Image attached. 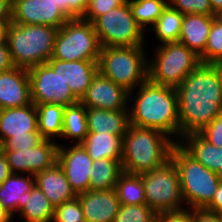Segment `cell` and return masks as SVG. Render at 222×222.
Returning <instances> with one entry per match:
<instances>
[{"mask_svg": "<svg viewBox=\"0 0 222 222\" xmlns=\"http://www.w3.org/2000/svg\"><path fill=\"white\" fill-rule=\"evenodd\" d=\"M175 90L180 138L201 132L222 113V78L215 64L201 63Z\"/></svg>", "mask_w": 222, "mask_h": 222, "instance_id": "6da1fadb", "label": "cell"}, {"mask_svg": "<svg viewBox=\"0 0 222 222\" xmlns=\"http://www.w3.org/2000/svg\"><path fill=\"white\" fill-rule=\"evenodd\" d=\"M138 90L135 100L132 92H129V100L135 102L129 111L130 124L155 129L167 136L180 135L175 88L155 84L147 79Z\"/></svg>", "mask_w": 222, "mask_h": 222, "instance_id": "7a4b0ae2", "label": "cell"}, {"mask_svg": "<svg viewBox=\"0 0 222 222\" xmlns=\"http://www.w3.org/2000/svg\"><path fill=\"white\" fill-rule=\"evenodd\" d=\"M168 137L161 131L130 124L123 137V172L141 175L169 161L176 142Z\"/></svg>", "mask_w": 222, "mask_h": 222, "instance_id": "3957f363", "label": "cell"}, {"mask_svg": "<svg viewBox=\"0 0 222 222\" xmlns=\"http://www.w3.org/2000/svg\"><path fill=\"white\" fill-rule=\"evenodd\" d=\"M59 28L47 25L10 23L7 43L14 66L29 70L46 63L53 55Z\"/></svg>", "mask_w": 222, "mask_h": 222, "instance_id": "277c9868", "label": "cell"}, {"mask_svg": "<svg viewBox=\"0 0 222 222\" xmlns=\"http://www.w3.org/2000/svg\"><path fill=\"white\" fill-rule=\"evenodd\" d=\"M179 141L172 149L171 160L179 173L183 201L191 209H204L211 202L222 178L192 157Z\"/></svg>", "mask_w": 222, "mask_h": 222, "instance_id": "5b68a950", "label": "cell"}, {"mask_svg": "<svg viewBox=\"0 0 222 222\" xmlns=\"http://www.w3.org/2000/svg\"><path fill=\"white\" fill-rule=\"evenodd\" d=\"M144 46L101 47L98 72L115 84L132 92L148 79V62Z\"/></svg>", "mask_w": 222, "mask_h": 222, "instance_id": "8992f818", "label": "cell"}, {"mask_svg": "<svg viewBox=\"0 0 222 222\" xmlns=\"http://www.w3.org/2000/svg\"><path fill=\"white\" fill-rule=\"evenodd\" d=\"M148 63V79L159 85L176 88L200 64V57L180 42L160 45Z\"/></svg>", "mask_w": 222, "mask_h": 222, "instance_id": "52a82bcc", "label": "cell"}, {"mask_svg": "<svg viewBox=\"0 0 222 222\" xmlns=\"http://www.w3.org/2000/svg\"><path fill=\"white\" fill-rule=\"evenodd\" d=\"M100 50L93 23L83 18L69 19L57 32L52 58L62 61L98 60Z\"/></svg>", "mask_w": 222, "mask_h": 222, "instance_id": "ba28073f", "label": "cell"}, {"mask_svg": "<svg viewBox=\"0 0 222 222\" xmlns=\"http://www.w3.org/2000/svg\"><path fill=\"white\" fill-rule=\"evenodd\" d=\"M146 205L157 214L182 210L183 198L176 165L170 159L162 166L141 174Z\"/></svg>", "mask_w": 222, "mask_h": 222, "instance_id": "9c48e42d", "label": "cell"}, {"mask_svg": "<svg viewBox=\"0 0 222 222\" xmlns=\"http://www.w3.org/2000/svg\"><path fill=\"white\" fill-rule=\"evenodd\" d=\"M92 23L101 47L144 46V31L132 16L128 0Z\"/></svg>", "mask_w": 222, "mask_h": 222, "instance_id": "30bf717a", "label": "cell"}, {"mask_svg": "<svg viewBox=\"0 0 222 222\" xmlns=\"http://www.w3.org/2000/svg\"><path fill=\"white\" fill-rule=\"evenodd\" d=\"M30 78L31 102L68 106L79 102L68 84L47 64L43 63L28 70Z\"/></svg>", "mask_w": 222, "mask_h": 222, "instance_id": "8fae6325", "label": "cell"}, {"mask_svg": "<svg viewBox=\"0 0 222 222\" xmlns=\"http://www.w3.org/2000/svg\"><path fill=\"white\" fill-rule=\"evenodd\" d=\"M59 145L44 139L29 149L3 150L11 173L26 172L30 175L53 167L58 162Z\"/></svg>", "mask_w": 222, "mask_h": 222, "instance_id": "7c38bea8", "label": "cell"}, {"mask_svg": "<svg viewBox=\"0 0 222 222\" xmlns=\"http://www.w3.org/2000/svg\"><path fill=\"white\" fill-rule=\"evenodd\" d=\"M69 18L53 0H13L12 23L61 28Z\"/></svg>", "mask_w": 222, "mask_h": 222, "instance_id": "4fadbf2b", "label": "cell"}, {"mask_svg": "<svg viewBox=\"0 0 222 222\" xmlns=\"http://www.w3.org/2000/svg\"><path fill=\"white\" fill-rule=\"evenodd\" d=\"M58 164L64 170L76 195L89 191L93 160L82 144L74 143L72 147L67 149L59 145Z\"/></svg>", "mask_w": 222, "mask_h": 222, "instance_id": "5bb4252c", "label": "cell"}, {"mask_svg": "<svg viewBox=\"0 0 222 222\" xmlns=\"http://www.w3.org/2000/svg\"><path fill=\"white\" fill-rule=\"evenodd\" d=\"M128 100V91L97 72L80 102L87 108L118 111L129 110Z\"/></svg>", "mask_w": 222, "mask_h": 222, "instance_id": "9a60e30c", "label": "cell"}, {"mask_svg": "<svg viewBox=\"0 0 222 222\" xmlns=\"http://www.w3.org/2000/svg\"><path fill=\"white\" fill-rule=\"evenodd\" d=\"M98 60L62 61L50 58L46 63L70 87L80 101L98 72Z\"/></svg>", "mask_w": 222, "mask_h": 222, "instance_id": "2e32d148", "label": "cell"}, {"mask_svg": "<svg viewBox=\"0 0 222 222\" xmlns=\"http://www.w3.org/2000/svg\"><path fill=\"white\" fill-rule=\"evenodd\" d=\"M30 78L27 69L14 66L0 73V110L31 104Z\"/></svg>", "mask_w": 222, "mask_h": 222, "instance_id": "e0dca14e", "label": "cell"}, {"mask_svg": "<svg viewBox=\"0 0 222 222\" xmlns=\"http://www.w3.org/2000/svg\"><path fill=\"white\" fill-rule=\"evenodd\" d=\"M77 197L86 222H113L120 207L114 188L89 190Z\"/></svg>", "mask_w": 222, "mask_h": 222, "instance_id": "ac0fdd59", "label": "cell"}, {"mask_svg": "<svg viewBox=\"0 0 222 222\" xmlns=\"http://www.w3.org/2000/svg\"><path fill=\"white\" fill-rule=\"evenodd\" d=\"M37 131V111L34 103L0 110V146L10 137Z\"/></svg>", "mask_w": 222, "mask_h": 222, "instance_id": "d6986e66", "label": "cell"}, {"mask_svg": "<svg viewBox=\"0 0 222 222\" xmlns=\"http://www.w3.org/2000/svg\"><path fill=\"white\" fill-rule=\"evenodd\" d=\"M35 185L45 194L54 208L77 197L58 162L34 175Z\"/></svg>", "mask_w": 222, "mask_h": 222, "instance_id": "ffe728a7", "label": "cell"}, {"mask_svg": "<svg viewBox=\"0 0 222 222\" xmlns=\"http://www.w3.org/2000/svg\"><path fill=\"white\" fill-rule=\"evenodd\" d=\"M215 17L202 14H184L178 42L200 56L205 50Z\"/></svg>", "mask_w": 222, "mask_h": 222, "instance_id": "44dd1931", "label": "cell"}, {"mask_svg": "<svg viewBox=\"0 0 222 222\" xmlns=\"http://www.w3.org/2000/svg\"><path fill=\"white\" fill-rule=\"evenodd\" d=\"M129 110L87 108L88 133H111L122 138L130 125Z\"/></svg>", "mask_w": 222, "mask_h": 222, "instance_id": "7402d4cb", "label": "cell"}, {"mask_svg": "<svg viewBox=\"0 0 222 222\" xmlns=\"http://www.w3.org/2000/svg\"><path fill=\"white\" fill-rule=\"evenodd\" d=\"M182 138L180 145L199 163L222 178V147L212 145L200 133L187 134Z\"/></svg>", "mask_w": 222, "mask_h": 222, "instance_id": "603a6c76", "label": "cell"}, {"mask_svg": "<svg viewBox=\"0 0 222 222\" xmlns=\"http://www.w3.org/2000/svg\"><path fill=\"white\" fill-rule=\"evenodd\" d=\"M35 185L34 175L28 174L21 177L18 173L11 175L0 184V202L13 216L15 211H20L24 207L27 192Z\"/></svg>", "mask_w": 222, "mask_h": 222, "instance_id": "cb8c5ba5", "label": "cell"}, {"mask_svg": "<svg viewBox=\"0 0 222 222\" xmlns=\"http://www.w3.org/2000/svg\"><path fill=\"white\" fill-rule=\"evenodd\" d=\"M93 161L115 159L121 161L123 138L107 133H88L81 143Z\"/></svg>", "mask_w": 222, "mask_h": 222, "instance_id": "d4e9b609", "label": "cell"}, {"mask_svg": "<svg viewBox=\"0 0 222 222\" xmlns=\"http://www.w3.org/2000/svg\"><path fill=\"white\" fill-rule=\"evenodd\" d=\"M55 208L36 186L27 192L24 207L19 211L26 222H52Z\"/></svg>", "mask_w": 222, "mask_h": 222, "instance_id": "484cf974", "label": "cell"}, {"mask_svg": "<svg viewBox=\"0 0 222 222\" xmlns=\"http://www.w3.org/2000/svg\"><path fill=\"white\" fill-rule=\"evenodd\" d=\"M122 172L121 161L105 158L93 161L89 190L115 188L119 175Z\"/></svg>", "mask_w": 222, "mask_h": 222, "instance_id": "4316f807", "label": "cell"}, {"mask_svg": "<svg viewBox=\"0 0 222 222\" xmlns=\"http://www.w3.org/2000/svg\"><path fill=\"white\" fill-rule=\"evenodd\" d=\"M38 131L44 139L62 135L64 106L56 104H37Z\"/></svg>", "mask_w": 222, "mask_h": 222, "instance_id": "83f0119b", "label": "cell"}, {"mask_svg": "<svg viewBox=\"0 0 222 222\" xmlns=\"http://www.w3.org/2000/svg\"><path fill=\"white\" fill-rule=\"evenodd\" d=\"M87 107L80 101L68 105L64 109L63 130L61 137L77 139L76 144H81L88 134L86 117Z\"/></svg>", "mask_w": 222, "mask_h": 222, "instance_id": "f1b7e54d", "label": "cell"}, {"mask_svg": "<svg viewBox=\"0 0 222 222\" xmlns=\"http://www.w3.org/2000/svg\"><path fill=\"white\" fill-rule=\"evenodd\" d=\"M114 189L122 205L146 204L141 175L122 172Z\"/></svg>", "mask_w": 222, "mask_h": 222, "instance_id": "f546056e", "label": "cell"}, {"mask_svg": "<svg viewBox=\"0 0 222 222\" xmlns=\"http://www.w3.org/2000/svg\"><path fill=\"white\" fill-rule=\"evenodd\" d=\"M184 14L172 9L169 5L153 25L157 38L162 44L178 42Z\"/></svg>", "mask_w": 222, "mask_h": 222, "instance_id": "4dcf8cb0", "label": "cell"}, {"mask_svg": "<svg viewBox=\"0 0 222 222\" xmlns=\"http://www.w3.org/2000/svg\"><path fill=\"white\" fill-rule=\"evenodd\" d=\"M132 16L143 29L148 24L154 25L167 7L168 0H128Z\"/></svg>", "mask_w": 222, "mask_h": 222, "instance_id": "1f68e13d", "label": "cell"}, {"mask_svg": "<svg viewBox=\"0 0 222 222\" xmlns=\"http://www.w3.org/2000/svg\"><path fill=\"white\" fill-rule=\"evenodd\" d=\"M203 64H215L222 59V17L213 20L204 52L199 56Z\"/></svg>", "mask_w": 222, "mask_h": 222, "instance_id": "d6a6232c", "label": "cell"}, {"mask_svg": "<svg viewBox=\"0 0 222 222\" xmlns=\"http://www.w3.org/2000/svg\"><path fill=\"white\" fill-rule=\"evenodd\" d=\"M158 214L146 204H120L113 222H156Z\"/></svg>", "mask_w": 222, "mask_h": 222, "instance_id": "836d02e7", "label": "cell"}, {"mask_svg": "<svg viewBox=\"0 0 222 222\" xmlns=\"http://www.w3.org/2000/svg\"><path fill=\"white\" fill-rule=\"evenodd\" d=\"M52 222H86L78 197L56 207Z\"/></svg>", "mask_w": 222, "mask_h": 222, "instance_id": "e575fe53", "label": "cell"}, {"mask_svg": "<svg viewBox=\"0 0 222 222\" xmlns=\"http://www.w3.org/2000/svg\"><path fill=\"white\" fill-rule=\"evenodd\" d=\"M167 2L172 9L178 10L182 14L213 16L209 0H168Z\"/></svg>", "mask_w": 222, "mask_h": 222, "instance_id": "d590c367", "label": "cell"}, {"mask_svg": "<svg viewBox=\"0 0 222 222\" xmlns=\"http://www.w3.org/2000/svg\"><path fill=\"white\" fill-rule=\"evenodd\" d=\"M44 138L40 132H27V135L14 136L7 139L0 148L2 150L29 149L37 146Z\"/></svg>", "mask_w": 222, "mask_h": 222, "instance_id": "8d00e7d4", "label": "cell"}, {"mask_svg": "<svg viewBox=\"0 0 222 222\" xmlns=\"http://www.w3.org/2000/svg\"><path fill=\"white\" fill-rule=\"evenodd\" d=\"M126 1L127 0H90L85 15L82 18L92 23L97 17L105 15Z\"/></svg>", "mask_w": 222, "mask_h": 222, "instance_id": "74e56055", "label": "cell"}, {"mask_svg": "<svg viewBox=\"0 0 222 222\" xmlns=\"http://www.w3.org/2000/svg\"><path fill=\"white\" fill-rule=\"evenodd\" d=\"M199 133L212 145L222 147V113Z\"/></svg>", "mask_w": 222, "mask_h": 222, "instance_id": "f35d334b", "label": "cell"}, {"mask_svg": "<svg viewBox=\"0 0 222 222\" xmlns=\"http://www.w3.org/2000/svg\"><path fill=\"white\" fill-rule=\"evenodd\" d=\"M156 222H193L192 211L183 208L178 211L162 212L158 214Z\"/></svg>", "mask_w": 222, "mask_h": 222, "instance_id": "ab89813d", "label": "cell"}, {"mask_svg": "<svg viewBox=\"0 0 222 222\" xmlns=\"http://www.w3.org/2000/svg\"><path fill=\"white\" fill-rule=\"evenodd\" d=\"M90 0H67V17L82 18L85 15Z\"/></svg>", "mask_w": 222, "mask_h": 222, "instance_id": "60d3db41", "label": "cell"}, {"mask_svg": "<svg viewBox=\"0 0 222 222\" xmlns=\"http://www.w3.org/2000/svg\"><path fill=\"white\" fill-rule=\"evenodd\" d=\"M193 222H221L220 214L205 209H192Z\"/></svg>", "mask_w": 222, "mask_h": 222, "instance_id": "b9f144b4", "label": "cell"}, {"mask_svg": "<svg viewBox=\"0 0 222 222\" xmlns=\"http://www.w3.org/2000/svg\"><path fill=\"white\" fill-rule=\"evenodd\" d=\"M14 67L7 42H0V73Z\"/></svg>", "mask_w": 222, "mask_h": 222, "instance_id": "7bdbcfd3", "label": "cell"}, {"mask_svg": "<svg viewBox=\"0 0 222 222\" xmlns=\"http://www.w3.org/2000/svg\"><path fill=\"white\" fill-rule=\"evenodd\" d=\"M204 209L218 214L222 213V180L220 181L211 202Z\"/></svg>", "mask_w": 222, "mask_h": 222, "instance_id": "ee69618b", "label": "cell"}, {"mask_svg": "<svg viewBox=\"0 0 222 222\" xmlns=\"http://www.w3.org/2000/svg\"><path fill=\"white\" fill-rule=\"evenodd\" d=\"M13 0H0V21H12Z\"/></svg>", "mask_w": 222, "mask_h": 222, "instance_id": "f6af8a7d", "label": "cell"}, {"mask_svg": "<svg viewBox=\"0 0 222 222\" xmlns=\"http://www.w3.org/2000/svg\"><path fill=\"white\" fill-rule=\"evenodd\" d=\"M10 175L11 171L8 165L6 155L0 148V184H2Z\"/></svg>", "mask_w": 222, "mask_h": 222, "instance_id": "bcb514c9", "label": "cell"}, {"mask_svg": "<svg viewBox=\"0 0 222 222\" xmlns=\"http://www.w3.org/2000/svg\"><path fill=\"white\" fill-rule=\"evenodd\" d=\"M12 21H0V42H7V30Z\"/></svg>", "mask_w": 222, "mask_h": 222, "instance_id": "7dc6e473", "label": "cell"}, {"mask_svg": "<svg viewBox=\"0 0 222 222\" xmlns=\"http://www.w3.org/2000/svg\"><path fill=\"white\" fill-rule=\"evenodd\" d=\"M213 16H221L222 15V0H209Z\"/></svg>", "mask_w": 222, "mask_h": 222, "instance_id": "c3c4849f", "label": "cell"}, {"mask_svg": "<svg viewBox=\"0 0 222 222\" xmlns=\"http://www.w3.org/2000/svg\"><path fill=\"white\" fill-rule=\"evenodd\" d=\"M12 217L13 216L7 211L4 205L0 202V222H10L12 220Z\"/></svg>", "mask_w": 222, "mask_h": 222, "instance_id": "681fc988", "label": "cell"}, {"mask_svg": "<svg viewBox=\"0 0 222 222\" xmlns=\"http://www.w3.org/2000/svg\"><path fill=\"white\" fill-rule=\"evenodd\" d=\"M56 6L67 16V0H53Z\"/></svg>", "mask_w": 222, "mask_h": 222, "instance_id": "f907efd6", "label": "cell"}, {"mask_svg": "<svg viewBox=\"0 0 222 222\" xmlns=\"http://www.w3.org/2000/svg\"><path fill=\"white\" fill-rule=\"evenodd\" d=\"M216 67L218 68L221 78H222V59L215 63Z\"/></svg>", "mask_w": 222, "mask_h": 222, "instance_id": "816d5d0a", "label": "cell"}, {"mask_svg": "<svg viewBox=\"0 0 222 222\" xmlns=\"http://www.w3.org/2000/svg\"><path fill=\"white\" fill-rule=\"evenodd\" d=\"M220 214V219H221V222H222V213H219Z\"/></svg>", "mask_w": 222, "mask_h": 222, "instance_id": "f5cc1de1", "label": "cell"}]
</instances>
